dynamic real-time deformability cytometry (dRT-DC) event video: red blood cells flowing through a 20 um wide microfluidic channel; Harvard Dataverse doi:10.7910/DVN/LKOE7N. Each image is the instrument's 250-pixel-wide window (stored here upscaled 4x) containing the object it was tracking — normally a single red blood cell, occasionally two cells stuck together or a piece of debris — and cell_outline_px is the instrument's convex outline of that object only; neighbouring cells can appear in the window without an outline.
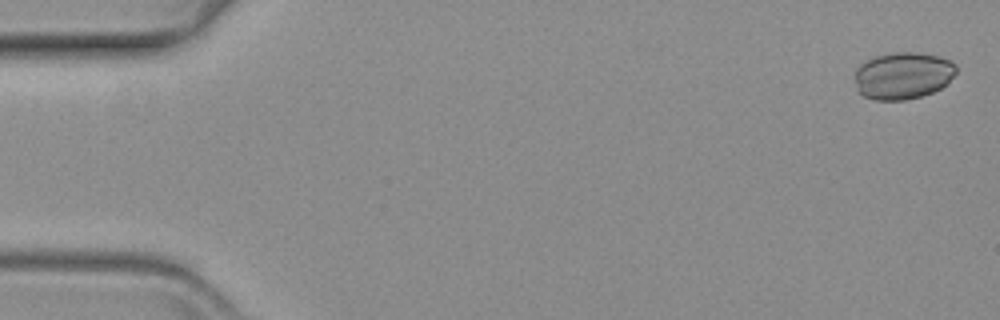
{"species": "common noctule bat (a hibernating species)", "species_latin": "Nyctalus noctula", "temperature_condition": "warm", "stored_images_in_passage": 60, "camera_frame_rate_fps": 3000, "um_per_image_px": 0.085, "animal": {"sex": "female", "body_mass_g": 19.3, "forearm_length_mm": 54.1}, "frame": {"image": 1, "passage_image": 2, "time_ms": 0.333, "image_size_px": [1000, 320], "cell_outline_px": [[956, 72], [948, 84], [932, 92], [920, 96], [904, 100], [876, 100], [864, 96], [856, 88], [856, 68], [864, 60], [876, 56], [892, 52], [916, 52], [940, 56], [952, 60], [956, 64]], "centroid_in_image_um": [76.77, 6.41], "position_along_channel_um": 8.2, "area_um2": 28.03}}
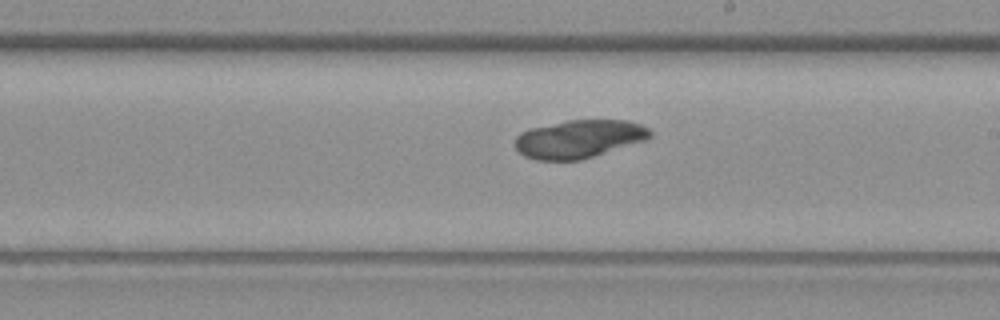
{"frame": {"image": 2, "passage_image": 35, "time_ms": 11.333, "image_size_px": [1000, 320], "cell_outline_px": [[652, 136], [644, 140], [580, 160], [536, 160], [524, 156], [516, 148], [516, 136], [520, 132], [532, 128], [568, 120], [628, 120], [640, 124], [648, 128], [652, 132]], "centroid_in_image_um": [49.21, 11.8], "position_along_channel_um": 239.8, "area_um2": 29.65}}
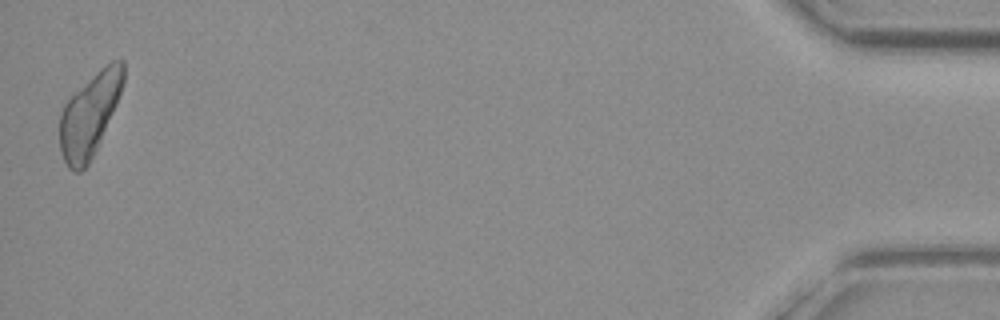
{"frame": {"image": 3, "passage_image": 60, "time_ms": 19.667, "image_size_px": [1000, 320], "cell_outline_px": [[124, 80], [116, 104], [100, 140], [88, 164], [80, 172], [72, 172], [68, 168], [64, 160], [60, 148], [60, 112], [64, 104], [104, 64], [112, 60], [124, 60]], "centroid_in_image_um": [7.61, 9.75], "position_along_channel_um": 427.6, "area_um2": 30.17}}